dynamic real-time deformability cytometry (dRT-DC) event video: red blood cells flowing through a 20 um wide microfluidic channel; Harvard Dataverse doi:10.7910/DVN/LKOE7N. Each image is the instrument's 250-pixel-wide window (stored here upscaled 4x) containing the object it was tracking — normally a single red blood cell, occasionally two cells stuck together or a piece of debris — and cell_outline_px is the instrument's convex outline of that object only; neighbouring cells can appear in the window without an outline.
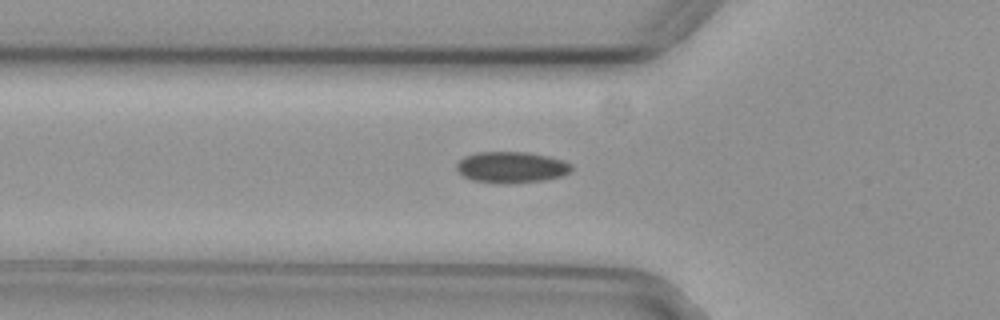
{"species": "common noctule bat (a hibernating species)", "species_latin": "Nyctalus noctula", "temperature_condition": "cold", "stored_images_in_passage": 37, "camera_frame_rate_fps": 3000, "um_per_image_px": 0.085, "animal": {"sex": "female", "body_mass_g": 29.2, "forearm_length_mm": 56.3}, "frame": {"image": 1, "passage_image": 4, "time_ms": 1.0, "image_size_px": [1000, 320], "cell_outline_px": [[572, 172], [564, 176], [544, 180], [508, 184], [504, 184], [472, 180], [464, 176], [456, 168], [456, 164], [464, 156], [476, 152], [528, 152], [548, 156], [572, 164]], "centroid_in_image_um": [43.49, 14.22], "position_along_channel_um": 82.3, "area_um2": 21.04}}
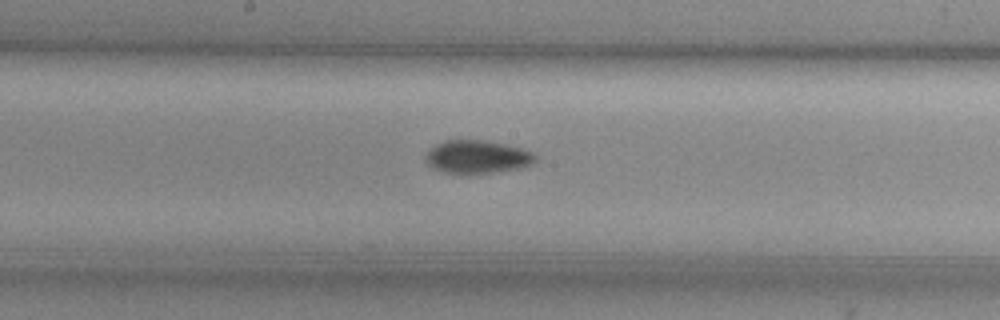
{"frame": {"image": 2, "passage_image": 14, "time_ms": 4.333, "image_size_px": [1000, 320], "cell_outline_px": [[536, 160], [532, 164], [520, 168], [496, 172], [468, 176], [444, 172], [432, 168], [424, 160], [428, 152], [436, 144], [444, 140], [484, 140], [504, 144], [520, 148], [532, 152], [536, 156]], "centroid_in_image_um": [40.55, 13.37], "position_along_channel_um": 207.7, "area_um2": 21.56}}
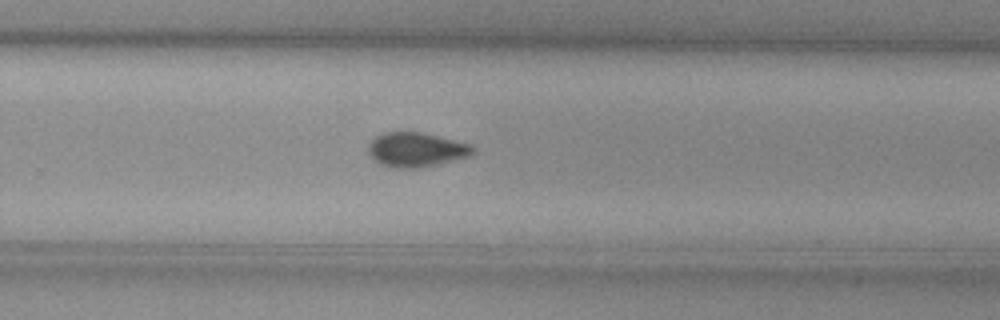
{"frame": {"image": 3, "passage_image": 21, "time_ms": 6.667, "image_size_px": [1000, 320], "cell_outline_px": [[476, 152], [468, 156], [436, 164], [416, 168], [388, 168], [372, 160], [368, 152], [368, 144], [376, 136], [384, 132], [424, 132], [472, 144], [476, 148]], "centroid_in_image_um": [35.36, 12.72], "position_along_channel_um": 294.4, "area_um2": 21.27}, "authors_computed_cell_mechanics": {"area_um2": 20.6346, "velocity_mm_per_s": 3.7436, "shape_relaxation_time_tau1_ms": 7.4502, "shape_relaxation_time_tau2_ms": null, "deformation_change_tau1": 0.1335, "deformation_change_tau2": null}}